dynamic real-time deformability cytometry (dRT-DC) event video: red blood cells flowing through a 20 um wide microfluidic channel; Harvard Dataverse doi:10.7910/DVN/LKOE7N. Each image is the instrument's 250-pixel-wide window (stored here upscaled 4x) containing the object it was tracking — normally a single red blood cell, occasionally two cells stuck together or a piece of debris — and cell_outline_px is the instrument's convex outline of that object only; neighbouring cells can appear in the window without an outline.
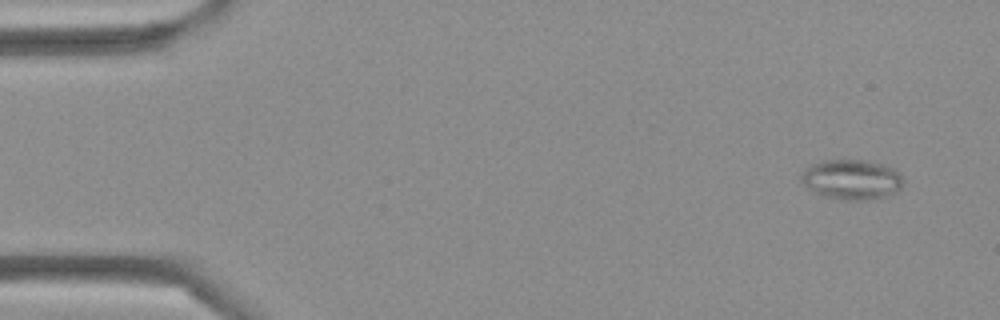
{"species": "Egyptian fruit bat (a non-hibernating species)", "species_latin": "Rousettus aegyptiacus", "temperature_condition": "cold", "stored_images_in_passage": 5, "camera_frame_rate_fps": 3000, "um_per_image_px": 0.085, "frame": {"image": 1, "passage_image": 1, "time_ms": 0.0, "image_size_px": [1000, 320], "cell_outline_px": [[904, 180], [900, 188], [896, 192], [884, 196], [864, 200], [840, 200], [824, 196], [808, 188], [800, 180], [800, 176], [804, 168], [808, 164], [824, 160], [864, 160], [880, 164], [892, 168]], "centroid_in_image_um": [72.33, 15.25], "position_along_channel_um": 12.7, "area_um2": 23.7}}
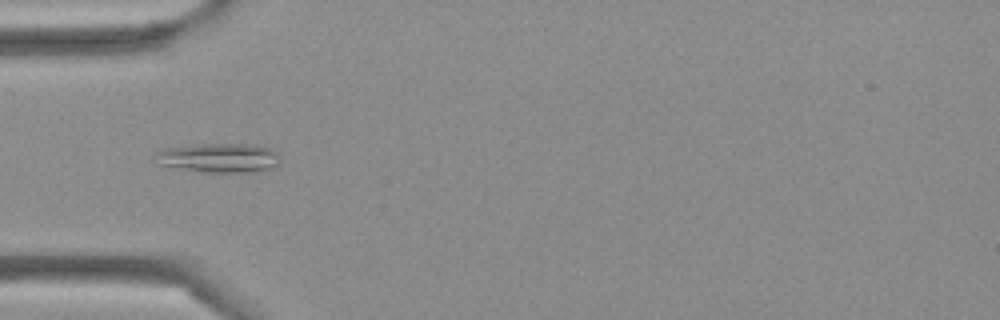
{"frame": {"image": 2, "passage_image": 4, "time_ms": 1.0, "image_size_px": [1000, 320], "cell_outline_px": [[280, 160], [276, 164], [268, 168], [244, 172], [204, 172], [160, 164], [156, 152], [164, 148], [196, 144], [252, 144], [268, 148], [280, 152]], "centroid_in_image_um": [18.65, 13.39], "position_along_channel_um": 66.4, "area_um2": 20.87}}